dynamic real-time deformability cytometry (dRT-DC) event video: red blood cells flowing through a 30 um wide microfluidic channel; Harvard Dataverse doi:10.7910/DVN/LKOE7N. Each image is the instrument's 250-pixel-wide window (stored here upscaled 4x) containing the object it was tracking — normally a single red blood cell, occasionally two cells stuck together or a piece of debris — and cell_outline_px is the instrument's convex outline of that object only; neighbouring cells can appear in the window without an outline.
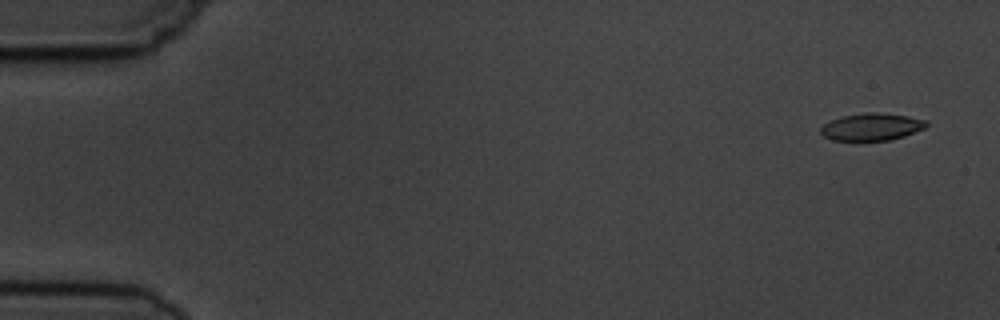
{"species": "common noctule bat (a hibernating species)", "species_latin": "Nyctalus noctula", "temperature_condition": "cold", "stored_images_in_passage": 5, "camera_frame_rate_fps": 3000, "um_per_image_px": 0.085, "animal": {"sex": "male", "body_mass_g": 19.5, "forearm_length_mm": 54.6}, "frame": {"image": 1, "passage_image": 1, "time_ms": 0.0, "image_size_px": [1000, 320], "cell_outline_px": [[928, 124], [924, 128], [904, 136], [888, 140], [832, 140], [824, 136], [820, 132], [820, 128], [824, 124], [832, 120], [844, 116], [864, 112], [876, 112], [908, 116], [928, 120]], "centroid_in_image_um": [74.1, 10.77], "position_along_channel_um": 10.9, "area_um2": 16.65}}
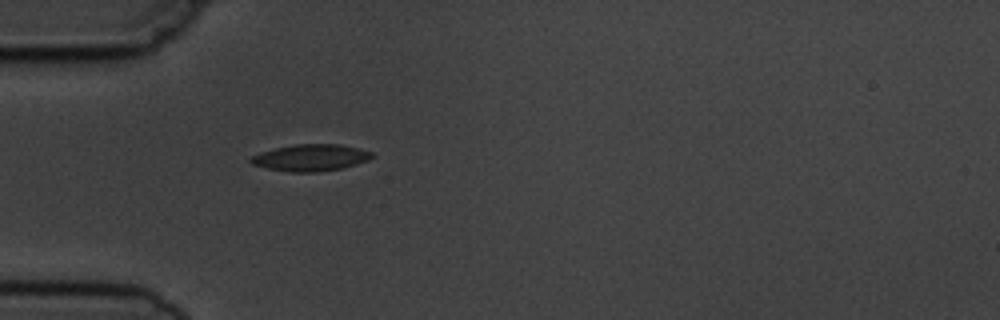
{"frame": {"image": 2, "passage_image": 5, "time_ms": 4.667, "image_size_px": [1000, 320], "cell_outline_px": [[376, 156], [368, 160], [344, 168], [316, 172], [292, 172], [268, 168], [252, 164], [248, 160], [252, 156], [260, 152], [276, 148], [296, 144], [340, 144], [360, 148], [372, 152]], "centroid_in_image_um": [26.45, 13.4], "position_along_channel_um": 58.6, "area_um2": 18.9}}